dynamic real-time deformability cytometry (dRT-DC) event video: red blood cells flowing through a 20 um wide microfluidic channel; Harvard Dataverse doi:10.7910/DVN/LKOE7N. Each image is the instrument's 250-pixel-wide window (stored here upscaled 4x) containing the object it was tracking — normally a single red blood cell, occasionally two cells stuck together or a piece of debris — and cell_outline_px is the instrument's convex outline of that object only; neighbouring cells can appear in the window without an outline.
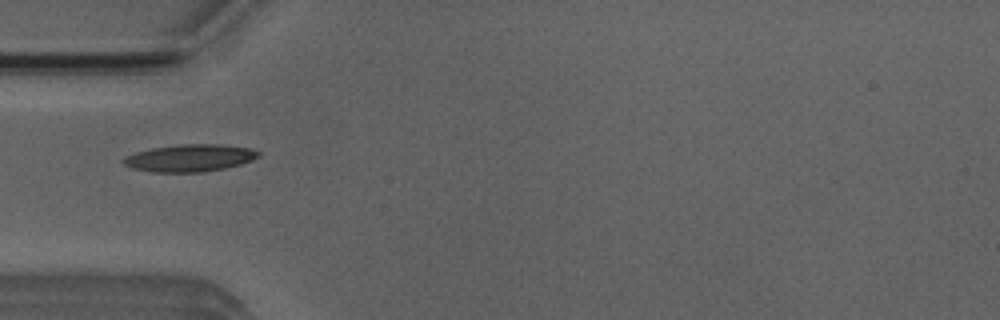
{"species": "Egyptian fruit bat (a non-hibernating species)", "species_latin": "Rousettus aegyptiacus", "temperature_condition": "room temperature", "stored_images_in_passage": 7, "camera_frame_rate_fps": 3000, "um_per_image_px": 0.085, "animal": {"sex": "male"}, "frame": {"image": 1, "passage_image": 2, "time_ms": 0.333, "image_size_px": [1000, 320], "cell_outline_px": [[260, 156], [252, 160], [240, 164], [224, 168], [200, 172], [152, 172], [132, 168], [124, 164], [120, 160], [124, 156], [136, 152], [152, 148], [184, 144], [220, 144], [248, 148], [260, 152]], "centroid_in_image_um": [16.1, 13.43], "position_along_channel_um": 68.9, "area_um2": 21.33}}
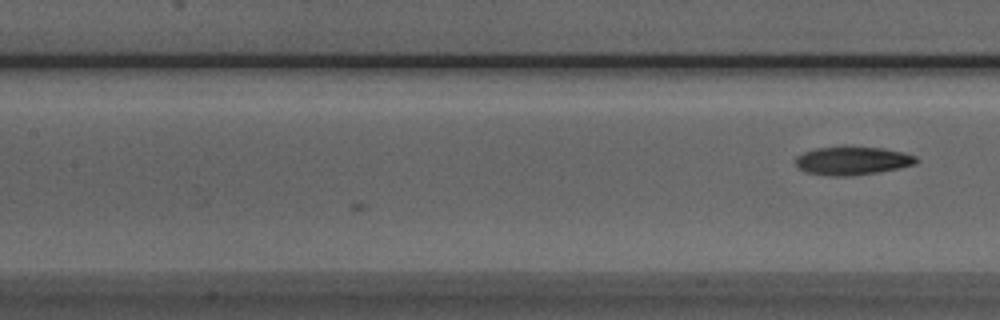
{"frame": {"image": 2, "passage_image": 7, "time_ms": 2.0, "image_size_px": [1000, 320], "cell_outline_px": [[920, 160], [916, 164], [900, 168], [876, 172], [848, 176], [832, 176], [808, 172], [800, 168], [796, 164], [796, 156], [804, 152], [816, 148], [844, 144], [880, 148], [904, 152], [916, 156]], "centroid_in_image_um": [72.48, 13.62], "position_along_channel_um": 134.9, "area_um2": 20.35}}